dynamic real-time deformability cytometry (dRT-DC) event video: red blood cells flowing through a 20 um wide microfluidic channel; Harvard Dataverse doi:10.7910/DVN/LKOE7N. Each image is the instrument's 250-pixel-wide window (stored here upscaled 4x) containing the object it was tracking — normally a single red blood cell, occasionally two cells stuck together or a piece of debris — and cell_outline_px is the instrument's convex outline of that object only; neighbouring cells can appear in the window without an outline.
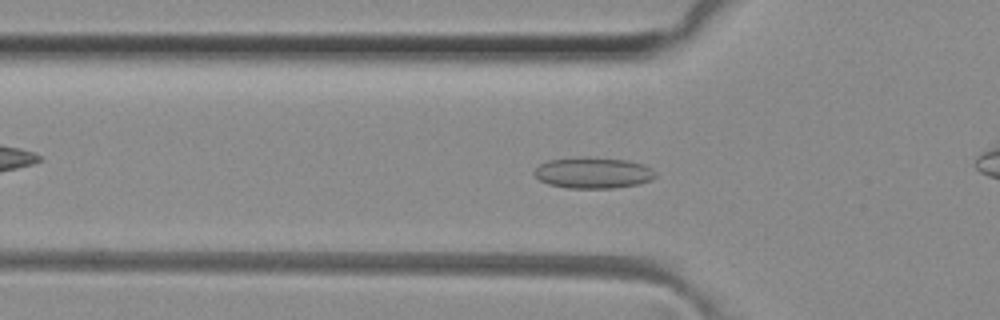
{"species": "common noctule bat (a hibernating species)", "species_latin": "Nyctalus noctula", "temperature_condition": "room temperature", "stored_images_in_passage": 51, "camera_frame_rate_fps": 3000, "um_per_image_px": 0.085, "animal": {"sex": "female", "body_mass_g": 29.2, "forearm_length_mm": 56.3}, "frame": {"image": 1, "passage_image": 16, "time_ms": 5.0, "image_size_px": [1000, 320], "cell_outline_px": [[656, 176], [652, 180], [636, 184], [612, 188], [568, 188], [548, 184], [540, 180], [532, 172], [540, 164], [548, 160], [580, 156], [588, 156], [628, 160], [644, 164], [652, 168], [656, 172]], "centroid_in_image_um": [50.42, 14.67], "position_along_channel_um": 75.4, "area_um2": 22.25}}
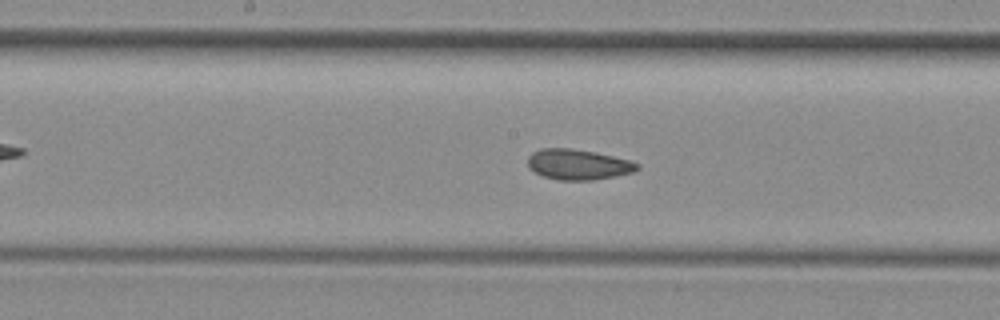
{"frame": {"image": 2, "passage_image": 25, "time_ms": 8.0, "image_size_px": [1000, 320], "cell_outline_px": [[640, 168], [636, 172], [592, 180], [556, 180], [540, 176], [528, 168], [528, 156], [532, 152], [540, 148], [568, 148], [596, 152], [628, 160], [640, 164]], "centroid_in_image_um": [49.11, 13.99], "position_along_channel_um": 199.1, "area_um2": 19.65}}
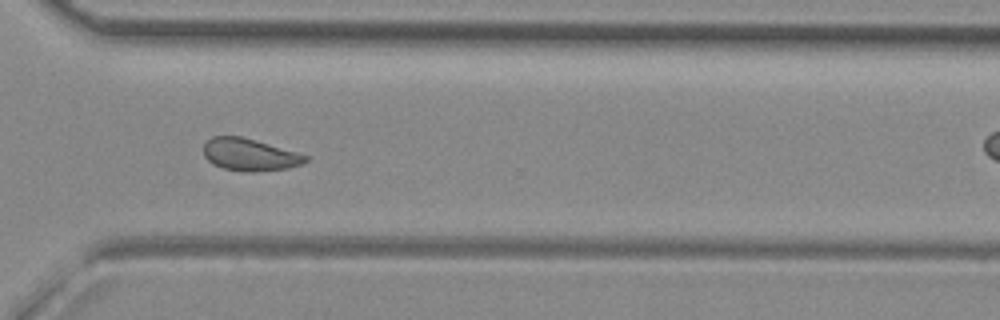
{"frame": {"image": 3, "passage_image": 36, "time_ms": 11.667, "image_size_px": [1000, 320], "cell_outline_px": [[308, 160], [300, 164], [288, 168], [252, 172], [248, 172], [224, 168], [212, 164], [204, 156], [204, 144], [212, 136], [240, 136], [256, 140], [296, 152], [308, 156]], "centroid_in_image_um": [21.2, 13.14], "position_along_channel_um": 349.4, "area_um2": 18.96}, "authors_computed_cell_mechanics": {"area_um2": 20.0566, "velocity_mm_per_s": 4.1013, "shape_relaxation_time_tau1_ms": null, "shape_relaxation_time_tau2_ms": 1.7361, "deformation_change_tau1": null, "deformation_change_tau2": 0.0695}}